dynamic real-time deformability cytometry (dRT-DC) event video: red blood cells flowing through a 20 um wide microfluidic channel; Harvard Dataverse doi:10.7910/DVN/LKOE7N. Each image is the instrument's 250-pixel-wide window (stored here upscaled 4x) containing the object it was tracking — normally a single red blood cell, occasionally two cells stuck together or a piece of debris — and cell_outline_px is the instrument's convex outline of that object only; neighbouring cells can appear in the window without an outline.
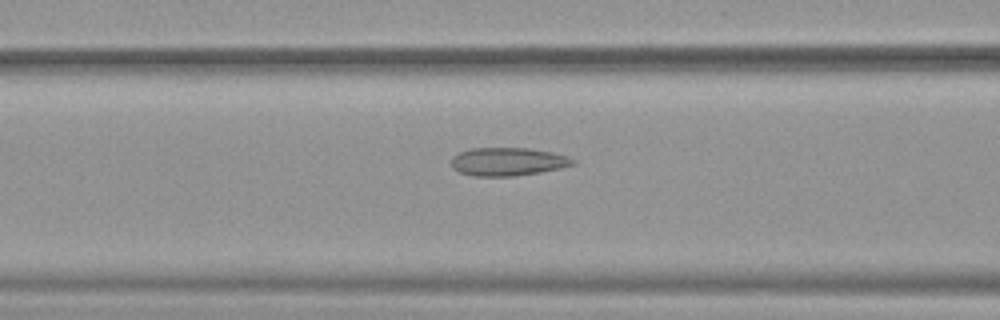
{"species": "common noctule bat (a hibernating species)", "species_latin": "Nyctalus noctula", "temperature_condition": "warm", "stored_images_in_passage": 38, "camera_frame_rate_fps": 3000, "um_per_image_px": 0.085, "animal": {"sex": "female", "body_mass_g": 19.9}, "frame": {"image": 1, "passage_image": 13, "time_ms": 4.0, "image_size_px": [1000, 320], "cell_outline_px": [[576, 164], [560, 168], [540, 172], [516, 176], [472, 176], [460, 172], [452, 168], [452, 156], [460, 152], [472, 148], [528, 148], [552, 152], [568, 156], [576, 160]], "centroid_in_image_um": [43.18, 13.74], "position_along_channel_um": 123.4, "area_um2": 20.06}}
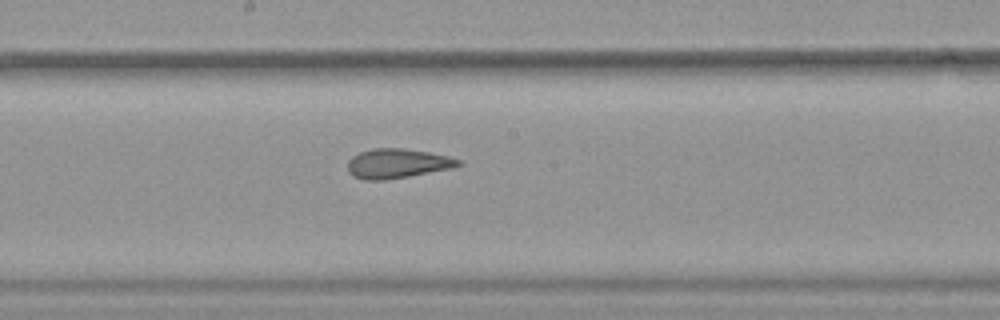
{"frame": {"image": 2, "passage_image": 20, "time_ms": 6.333, "image_size_px": [1000, 320], "cell_outline_px": [[464, 164], [452, 168], [408, 176], [384, 180], [364, 180], [352, 176], [348, 172], [348, 160], [352, 156], [360, 152], [372, 148], [404, 148], [428, 152], [448, 156], [460, 160]], "centroid_in_image_um": [33.75, 13.89], "position_along_channel_um": 214.5, "area_um2": 19.07}}
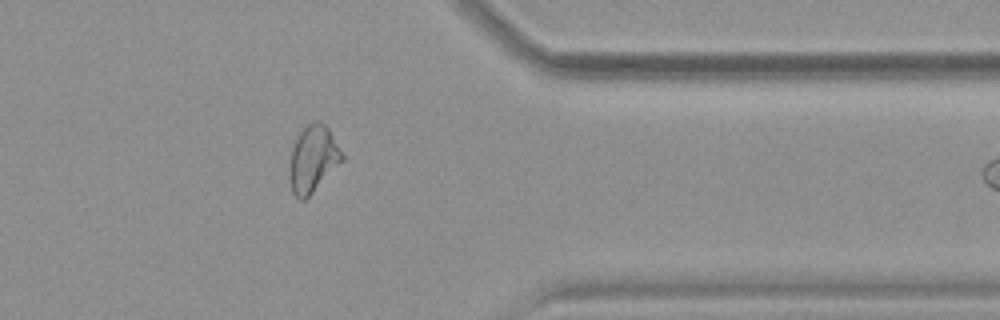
{"frame": {"image": 3, "passage_image": 34, "time_ms": 11.0, "image_size_px": [1000, 320], "cell_outline_px": [[344, 160], [304, 200], [300, 200], [292, 192], [288, 176], [288, 168], [292, 148], [300, 132], [312, 120], [320, 120], [328, 128], [344, 156]], "centroid_in_image_um": [26.58, 13.5], "position_along_channel_um": 384.8, "area_um2": 20.35}, "authors_computed_cell_mechanics": {"area_um2": 20.1144, "velocity_mm_per_s": 3.9071, "shape_relaxation_time_tau1_ms": null, "shape_relaxation_time_tau2_ms": 1.6396, "deformation_change_tau1": null, "deformation_change_tau2": 0.0912}}